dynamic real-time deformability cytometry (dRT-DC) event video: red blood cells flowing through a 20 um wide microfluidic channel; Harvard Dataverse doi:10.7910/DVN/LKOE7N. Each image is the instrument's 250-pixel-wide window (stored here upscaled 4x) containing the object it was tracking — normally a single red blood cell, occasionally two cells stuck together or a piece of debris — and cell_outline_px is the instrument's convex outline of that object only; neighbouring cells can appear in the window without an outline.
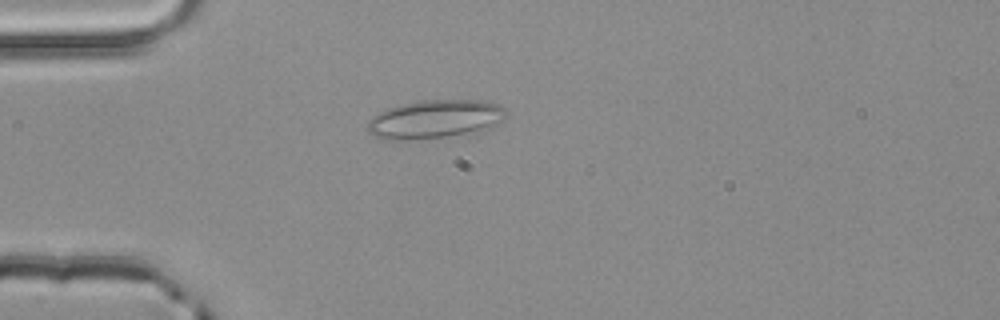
{"species": "common noctule bat (a hibernating species)", "species_latin": "Nyctalus noctula", "temperature_condition": "room temperature", "stored_images_in_passage": 1, "camera_frame_rate_fps": 3000, "um_per_image_px": 0.085, "animal": {"sex": "male", "body_mass_g": 20.4}, "frame": {"image": 1, "passage_image": 1, "time_ms": 0.0, "image_size_px": [1000, 320], "cell_outline_px": [[504, 116], [484, 132], [468, 136], [404, 140], [384, 140], [368, 132], [364, 128], [368, 120], [372, 116], [388, 108], [408, 104], [432, 100], [480, 100], [500, 104], [504, 108]], "centroid_in_image_um": [36.97, 10.18], "position_along_channel_um": 48.0, "area_um2": 31.5}}